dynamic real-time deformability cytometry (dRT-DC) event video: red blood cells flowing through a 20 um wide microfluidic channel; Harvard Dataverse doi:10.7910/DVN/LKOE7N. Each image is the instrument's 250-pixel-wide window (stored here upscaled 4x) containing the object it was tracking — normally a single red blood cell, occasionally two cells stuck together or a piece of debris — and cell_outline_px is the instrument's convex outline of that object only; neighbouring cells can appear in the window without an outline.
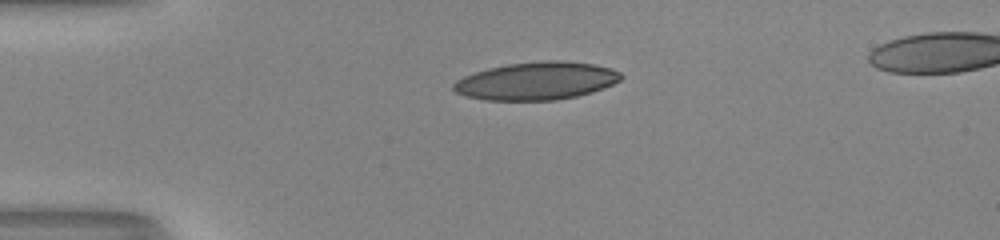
{"species": "human", "species_latin": "Homo sapiens", "temperature_condition": "room temperature", "stored_images_in_passage": 40, "camera_frame_rate_fps": 3000, "um_per_image_px": 0.085, "donor": {"sex": "male"}, "frame": {"image": 1, "passage_image": 1, "time_ms": 0.0, "image_size_px": [1000, 240], "cell_outline_px": [[624, 76], [620, 80], [604, 88], [592, 92], [576, 96], [556, 100], [484, 100], [464, 96], [456, 92], [452, 88], [452, 84], [456, 80], [464, 76], [488, 68], [508, 64], [548, 60], [560, 60], [592, 64], [612, 68], [620, 72]], "centroid_in_image_um": [45.6, 6.88], "position_along_channel_um": 39.4, "area_um2": 36.93}}
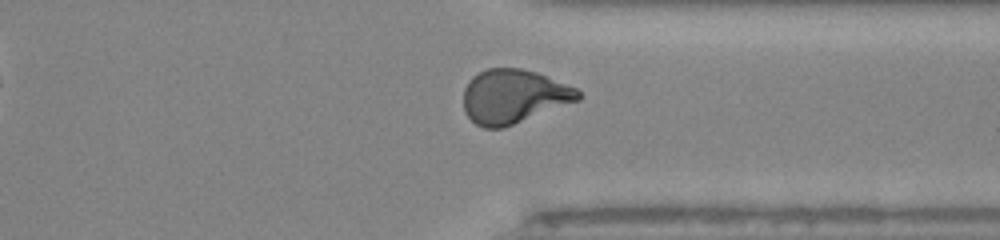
{"frame": {"image": 2, "passage_image": 28, "time_ms": 9.0, "image_size_px": [1000, 240], "cell_outline_px": [[584, 96], [580, 100], [504, 128], [484, 128], [476, 124], [464, 112], [464, 88], [468, 80], [472, 76], [488, 68], [520, 68], [536, 72], [576, 88]], "centroid_in_image_um": [43.66, 8.2], "position_along_channel_um": 367.7, "area_um2": 36.18}}
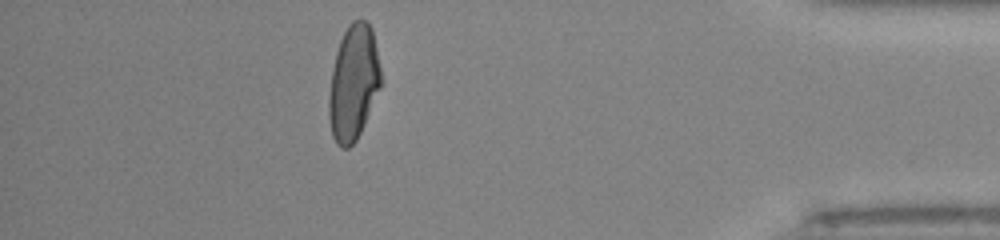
{"frame": {"image": 3, "passage_image": 34, "time_ms": 11.0, "image_size_px": [1000, 240], "cell_outline_px": [[380, 88], [360, 132], [356, 140], [348, 148], [340, 148], [336, 144], [332, 136], [328, 116], [328, 96], [332, 68], [336, 52], [340, 40], [348, 24], [352, 20], [368, 20], [372, 28], [380, 68]], "centroid_in_image_um": [30.01, 7.03], "position_along_channel_um": 405.2, "area_um2": 34.91}, "authors_computed_cell_mechanics": {"area_um2": 35.7493, "velocity_mm_per_s": 4.0911, "shape_relaxation_time_tau1_ms": 9.8318, "shape_relaxation_time_tau2_ms": 1.5034, "deformation_change_tau1": 0.319, "deformation_change_tau2": 0.0756}}